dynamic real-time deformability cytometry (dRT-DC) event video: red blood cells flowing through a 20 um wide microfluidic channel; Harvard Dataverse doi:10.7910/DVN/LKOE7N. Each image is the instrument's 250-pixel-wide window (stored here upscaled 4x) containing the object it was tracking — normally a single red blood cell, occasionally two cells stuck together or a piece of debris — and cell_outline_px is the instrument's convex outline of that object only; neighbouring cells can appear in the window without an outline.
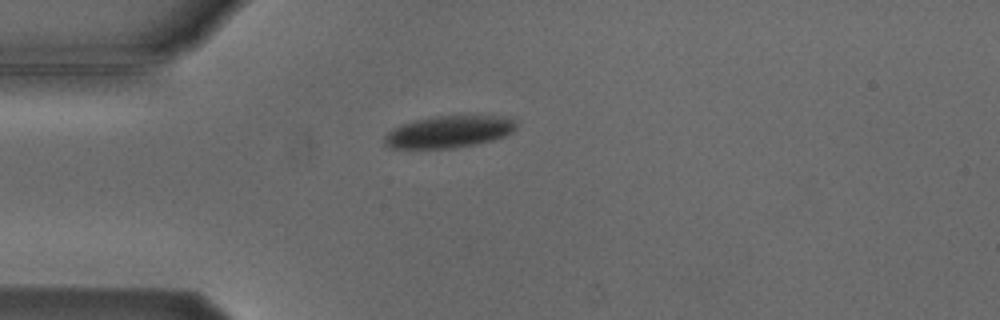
{"species": "Egyptian fruit bat (a non-hibernating species)", "species_latin": "Rousettus aegyptiacus", "temperature_condition": "cold", "stored_images_in_passage": 1, "camera_frame_rate_fps": 3000, "um_per_image_px": 0.085, "animal": {"sex": "male"}, "frame": {"image": 1, "passage_image": 1, "time_ms": 0.0, "image_size_px": [1000, 320], "cell_outline_px": [[516, 128], [512, 132], [504, 136], [492, 140], [452, 148], [388, 148], [384, 144], [384, 136], [392, 128], [400, 124], [416, 120], [436, 116], [496, 116], [516, 120]], "centroid_in_image_um": [38.1, 11.2], "position_along_channel_um": 46.9, "area_um2": 24.33}}